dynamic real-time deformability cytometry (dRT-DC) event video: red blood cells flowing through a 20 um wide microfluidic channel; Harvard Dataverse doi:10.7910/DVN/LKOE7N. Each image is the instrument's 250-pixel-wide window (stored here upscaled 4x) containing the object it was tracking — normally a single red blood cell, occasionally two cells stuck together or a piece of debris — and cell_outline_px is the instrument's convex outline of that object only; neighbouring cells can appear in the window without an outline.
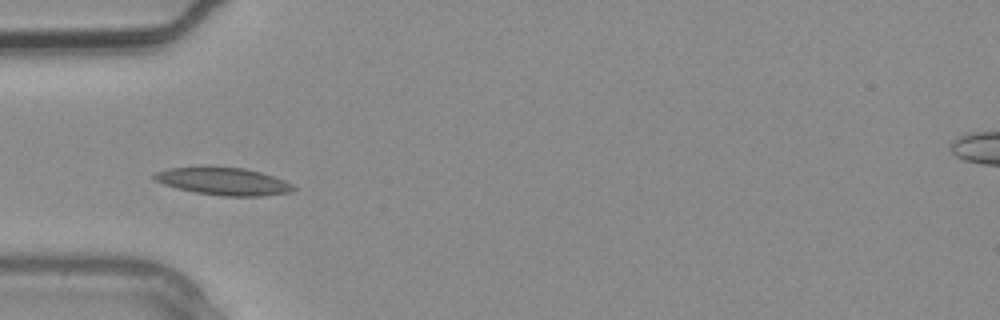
{"species": "common noctule bat (a hibernating species)", "species_latin": "Nyctalus noctula", "temperature_condition": "warm", "stored_images_in_passage": 3, "camera_frame_rate_fps": 3000, "um_per_image_px": 0.085, "animal": {"sex": "male", "body_mass_g": 20.4}, "frame": {"image": 1, "passage_image": 3, "time_ms": 0.667, "image_size_px": [1000, 320], "cell_outline_px": [[296, 188], [288, 192], [260, 196], [224, 196], [196, 192], [164, 184], [156, 180], [152, 176], [156, 172], [168, 168], [208, 164], [244, 168], [260, 172], [284, 180], [292, 184]], "centroid_in_image_um": [18.95, 15.36], "position_along_channel_um": 66.1, "area_um2": 22.6}}